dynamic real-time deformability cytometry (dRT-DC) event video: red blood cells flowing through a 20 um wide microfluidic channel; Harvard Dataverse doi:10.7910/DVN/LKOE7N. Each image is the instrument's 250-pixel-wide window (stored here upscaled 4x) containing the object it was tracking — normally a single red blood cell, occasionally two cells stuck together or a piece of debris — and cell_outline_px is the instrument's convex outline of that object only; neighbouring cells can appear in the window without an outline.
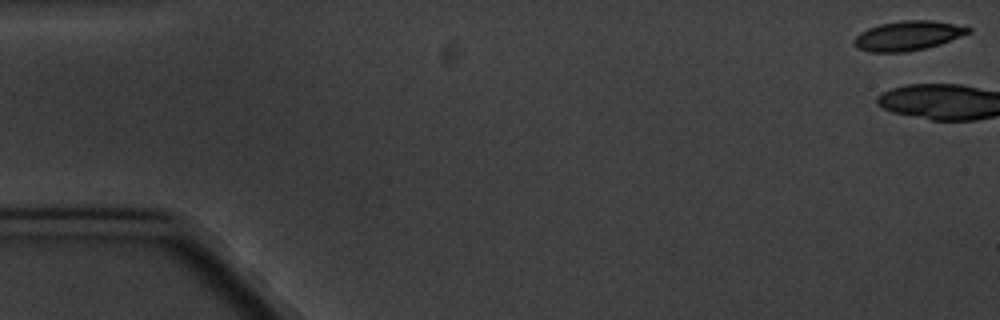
{"species": "common noctule bat (a hibernating species)", "species_latin": "Nyctalus noctula", "temperature_condition": "cold", "stored_images_in_passage": 5, "camera_frame_rate_fps": 3000, "um_per_image_px": 0.085, "animal": {"sex": "male", "body_mass_g": 20.1, "forearm_length_mm": 53.5}, "frame": {"image": 1, "passage_image": 1, "time_ms": 0.0, "image_size_px": [1000, 320], "cell_outline_px": [[972, 32], [940, 44], [924, 48], [904, 52], [868, 52], [856, 48], [852, 44], [852, 40], [860, 32], [868, 28], [880, 24], [900, 20], [932, 20], [972, 28]], "centroid_in_image_um": [77.12, 3.04], "position_along_channel_um": 7.9, "area_um2": 19.71}}